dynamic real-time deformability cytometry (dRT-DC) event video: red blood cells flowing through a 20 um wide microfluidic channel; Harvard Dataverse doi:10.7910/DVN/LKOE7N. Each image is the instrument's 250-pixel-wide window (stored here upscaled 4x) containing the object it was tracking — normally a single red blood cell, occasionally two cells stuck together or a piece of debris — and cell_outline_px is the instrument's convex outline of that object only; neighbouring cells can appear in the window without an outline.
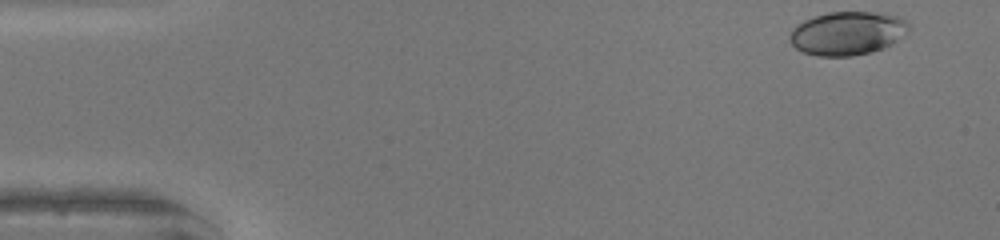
{"species": "human", "species_latin": "Homo sapiens", "temperature_condition": "warm", "stored_images_in_passage": 46, "camera_frame_rate_fps": 3000, "um_per_image_px": 0.085, "donor": {"sex": "female"}, "frame": {"image": 1, "passage_image": 1, "time_ms": 0.0, "image_size_px": [1000, 240], "cell_outline_px": [[912, 28], [908, 32], [892, 44], [884, 48], [872, 52], [852, 56], [820, 56], [804, 52], [796, 48], [792, 44], [788, 36], [792, 28], [796, 24], [804, 20], [828, 12], [880, 12], [900, 16]], "centroid_in_image_um": [72.05, 2.82], "position_along_channel_um": 12.9, "area_um2": 30.46}}
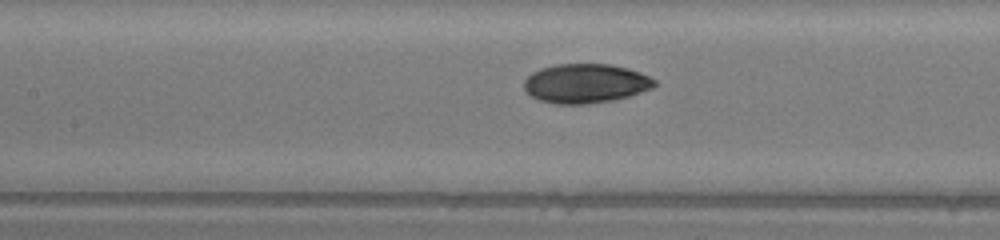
{"frame": {"image": 2, "passage_image": 20, "time_ms": 6.333, "image_size_px": [1000, 240], "cell_outline_px": [[660, 84], [652, 88], [628, 96], [612, 100], [588, 104], [556, 104], [540, 100], [524, 92], [524, 80], [532, 72], [540, 68], [556, 64], [612, 64], [628, 68], [640, 72], [656, 80]], "centroid_in_image_um": [49.77, 7.09], "position_along_channel_um": 157.6, "area_um2": 30.06}}
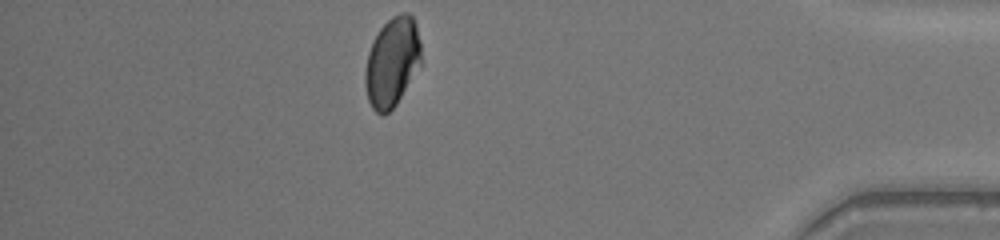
{"frame": {"image": 3, "passage_image": 40, "time_ms": 13.0, "image_size_px": [1000, 240], "cell_outline_px": [[420, 64], [396, 104], [384, 116], [376, 112], [372, 108], [368, 100], [364, 84], [364, 72], [368, 52], [372, 40], [380, 28], [392, 16], [400, 12], [408, 12], [412, 16], [416, 24], [420, 40]], "centroid_in_image_um": [33.3, 5.26], "position_along_channel_um": 401.9, "area_um2": 29.13}, "authors_computed_cell_mechanics": {"area_um2": 29.767, "velocity_mm_per_s": 4.3252, "shape_relaxation_time_tau1_ms": 4.5101, "shape_relaxation_time_tau2_ms": 1.4442, "deformation_change_tau1": 0.1731, "deformation_change_tau2": 0.0396}}